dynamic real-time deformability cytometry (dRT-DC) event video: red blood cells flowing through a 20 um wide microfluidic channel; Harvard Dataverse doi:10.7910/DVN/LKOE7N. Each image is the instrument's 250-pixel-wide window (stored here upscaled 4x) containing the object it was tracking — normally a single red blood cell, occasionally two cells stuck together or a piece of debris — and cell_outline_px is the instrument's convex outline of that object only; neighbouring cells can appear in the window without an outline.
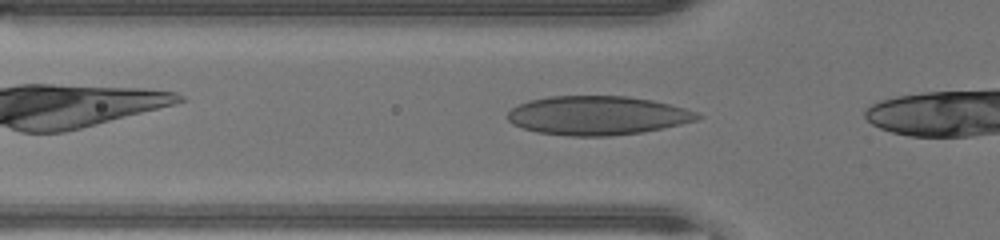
{"species": "human", "species_latin": "Homo sapiens", "temperature_condition": "warm", "stored_images_in_passage": 26, "camera_frame_rate_fps": 3000, "um_per_image_px": 0.085, "donor": {"sex": "male"}, "frame": {"image": 1, "passage_image": 5, "time_ms": 1.333, "image_size_px": [1000, 240], "cell_outline_px": [[704, 116], [696, 120], [664, 128], [644, 132], [612, 136], [568, 136], [536, 132], [512, 124], [508, 120], [508, 112], [512, 108], [528, 100], [548, 96], [628, 96], [652, 100], [700, 112]], "centroid_in_image_um": [50.8, 9.82], "position_along_channel_um": 75.0, "area_um2": 43.29}}
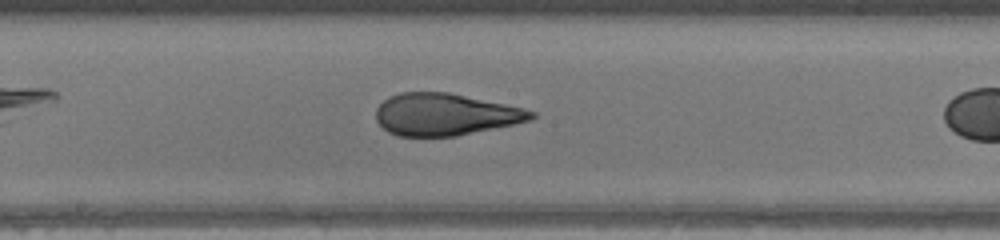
{"frame": {"image": 2, "passage_image": 14, "time_ms": 4.333, "image_size_px": [1000, 240], "cell_outline_px": [[536, 116], [532, 120], [456, 136], [396, 136], [388, 132], [376, 120], [376, 108], [388, 96], [400, 92], [448, 92], [524, 108], [536, 112]], "centroid_in_image_um": [37.83, 9.72], "position_along_channel_um": 210.4, "area_um2": 37.97}}
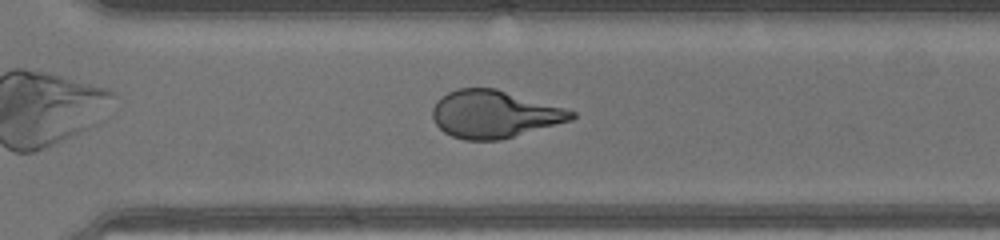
{"frame": {"image": 3, "passage_image": 22, "time_ms": 7.0, "image_size_px": [1000, 240], "cell_outline_px": [[576, 116], [572, 120], [500, 140], [464, 140], [452, 136], [444, 132], [436, 124], [432, 116], [432, 108], [436, 100], [448, 92], [460, 88], [496, 88], [564, 108], [576, 112]], "centroid_in_image_um": [41.99, 9.7], "position_along_channel_um": 328.6, "area_um2": 38.32}}